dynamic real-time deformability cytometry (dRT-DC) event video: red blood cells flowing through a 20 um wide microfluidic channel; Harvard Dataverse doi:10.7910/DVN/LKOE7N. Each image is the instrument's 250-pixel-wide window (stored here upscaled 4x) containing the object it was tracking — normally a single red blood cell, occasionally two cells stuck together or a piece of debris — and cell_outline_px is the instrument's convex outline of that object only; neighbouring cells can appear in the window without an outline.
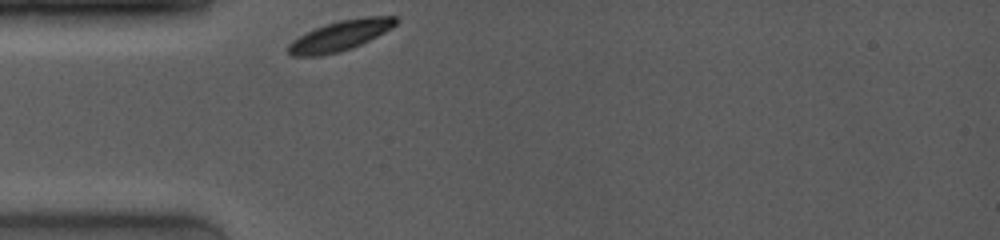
{"species": "common noctule bat (a hibernating species)", "species_latin": "Nyctalus noctula", "temperature_condition": "room temperature", "stored_images_in_passage": 44, "camera_frame_rate_fps": 4000, "um_per_image_px": 0.085, "animal": {"sex": "female", "body_mass_g": 19.0, "forearm_length_mm": 53.3}, "frame": {"image": 1, "passage_image": 1, "time_ms": 0.0, "image_size_px": [1000, 240], "cell_outline_px": [[400, 20], [392, 28], [352, 48], [340, 52], [320, 56], [292, 56], [288, 52], [288, 44], [292, 40], [316, 28], [340, 20], [364, 16], [396, 16]], "centroid_in_image_um": [28.94, 3.03], "position_along_channel_um": 56.1, "area_um2": 18.79}}
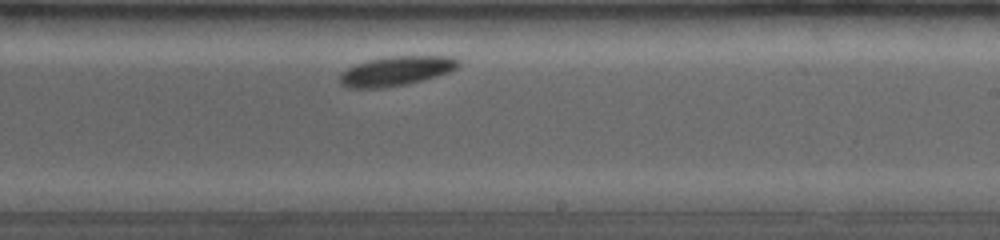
{"frame": {"image": 2, "passage_image": 22, "time_ms": 5.5, "image_size_px": [1000, 240], "cell_outline_px": [[460, 64], [456, 68], [448, 72], [436, 76], [408, 84], [380, 88], [348, 88], [340, 84], [340, 76], [348, 68], [356, 64], [368, 60], [392, 56], [452, 56], [460, 60]], "centroid_in_image_um": [33.69, 6.03], "position_along_channel_um": 255.3, "area_um2": 20.23}}
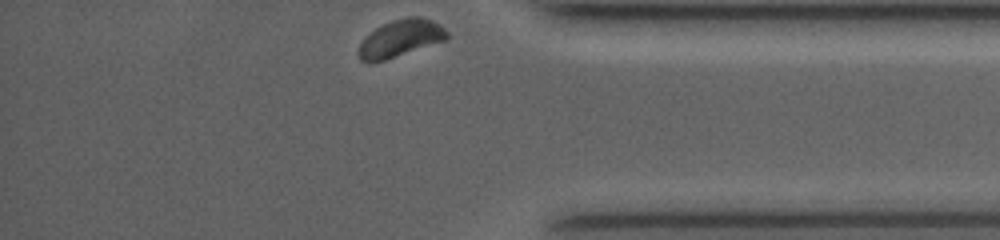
{"frame": {"image": 3, "passage_image": 43, "time_ms": 9.5, "image_size_px": [1000, 240], "cell_outline_px": [[448, 40], [384, 60], [360, 60], [360, 44], [376, 28], [392, 20], [408, 16], [420, 16], [432, 20], [440, 24], [448, 32]], "centroid_in_image_um": [34.15, 3.22], "position_along_channel_um": 401.0, "area_um2": 18.67}, "authors_computed_cell_mechanics": {"area_um2": 19.8832, "velocity_mm_per_s": 3.74, "shape_relaxation_time_tau1_ms": 0.8301, "shape_relaxation_time_tau2_ms": null, "deformation_change_tau1": 0.0283, "deformation_change_tau2": null}}